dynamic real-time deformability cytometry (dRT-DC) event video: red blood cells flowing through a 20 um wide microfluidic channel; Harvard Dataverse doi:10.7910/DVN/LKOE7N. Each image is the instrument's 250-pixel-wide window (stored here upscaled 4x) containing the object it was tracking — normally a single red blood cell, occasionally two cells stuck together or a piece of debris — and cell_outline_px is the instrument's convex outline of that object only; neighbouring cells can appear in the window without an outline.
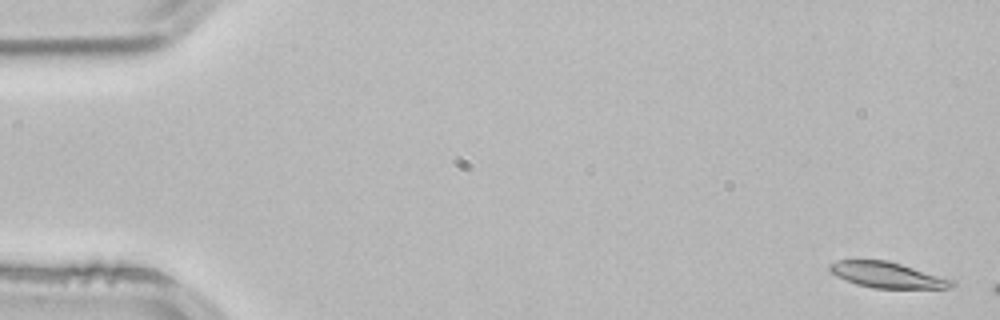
{"species": "common noctule bat (a hibernating species)", "species_latin": "Nyctalus noctula", "temperature_condition": "room temperature", "stored_images_in_passage": 3, "camera_frame_rate_fps": 3000, "um_per_image_px": 0.085, "animal": {"sex": "male", "body_mass_g": 21.5, "forearm_length_mm": 52.0}, "frame": {"image": 1, "passage_image": 1, "time_ms": 0.0, "image_size_px": [1000, 320], "cell_outline_px": [[956, 284], [952, 288], [876, 288], [856, 284], [836, 276], [828, 268], [828, 264], [836, 260], [888, 260], [956, 280]], "centroid_in_image_um": [75.45, 23.37], "position_along_channel_um": 9.5, "area_um2": 18.44}}